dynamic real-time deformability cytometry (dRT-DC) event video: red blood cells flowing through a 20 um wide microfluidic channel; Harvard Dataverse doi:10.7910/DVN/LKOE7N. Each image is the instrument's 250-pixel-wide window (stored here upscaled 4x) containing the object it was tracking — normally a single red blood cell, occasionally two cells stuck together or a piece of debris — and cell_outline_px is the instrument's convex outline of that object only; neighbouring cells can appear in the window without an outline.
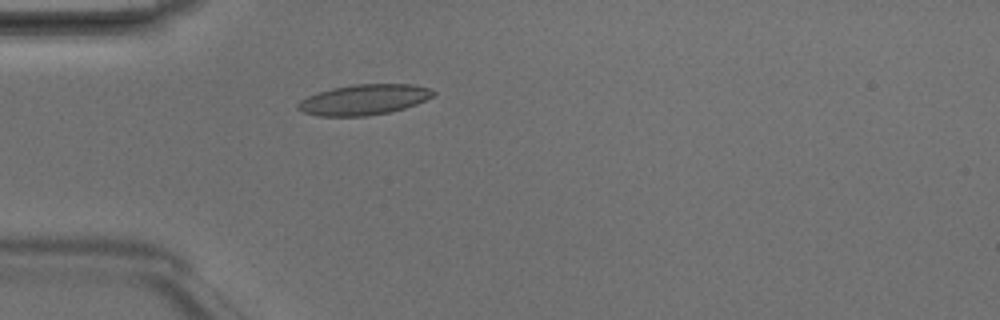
{"species": "Egyptian fruit bat (a non-hibernating species)", "species_latin": "Rousettus aegyptiacus", "temperature_condition": "room temperature", "stored_images_in_passage": 4, "camera_frame_rate_fps": 3000, "um_per_image_px": 0.085, "animal": {"sex": "male"}, "frame": {"image": 1, "passage_image": 4, "time_ms": 1.0, "image_size_px": [1000, 320], "cell_outline_px": [[436, 92], [432, 96], [416, 104], [392, 112], [368, 116], [316, 116], [300, 112], [296, 108], [296, 104], [300, 100], [308, 96], [332, 88], [356, 84], [412, 84], [428, 88]], "centroid_in_image_um": [30.89, 8.48], "position_along_channel_um": 54.1, "area_um2": 24.1}}